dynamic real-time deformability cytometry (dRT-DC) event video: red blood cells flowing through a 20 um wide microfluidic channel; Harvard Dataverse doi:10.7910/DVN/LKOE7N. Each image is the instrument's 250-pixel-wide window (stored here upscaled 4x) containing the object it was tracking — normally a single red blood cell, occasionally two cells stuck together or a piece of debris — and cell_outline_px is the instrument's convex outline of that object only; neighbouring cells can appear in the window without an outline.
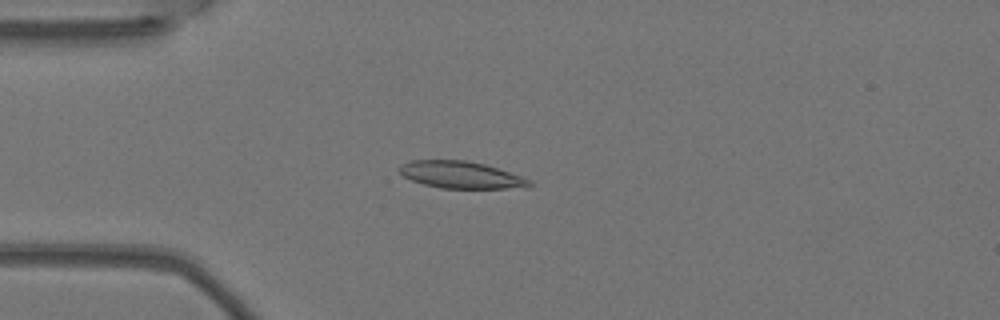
{"species": "Egyptian fruit bat (a non-hibernating species)", "species_latin": "Rousettus aegyptiacus", "temperature_condition": "warm", "stored_images_in_passage": 4, "camera_frame_rate_fps": 3000, "um_per_image_px": 0.085, "animal": {"sex": "female"}, "frame": {"image": 1, "passage_image": 1, "time_ms": 0.0, "image_size_px": [1000, 320], "cell_outline_px": [[532, 184], [504, 188], [440, 188], [424, 184], [412, 180], [404, 176], [396, 168], [400, 164], [412, 160], [464, 160], [484, 164], [524, 176], [532, 180]], "centroid_in_image_um": [39.12, 14.84], "position_along_channel_um": 45.9, "area_um2": 20.29}}
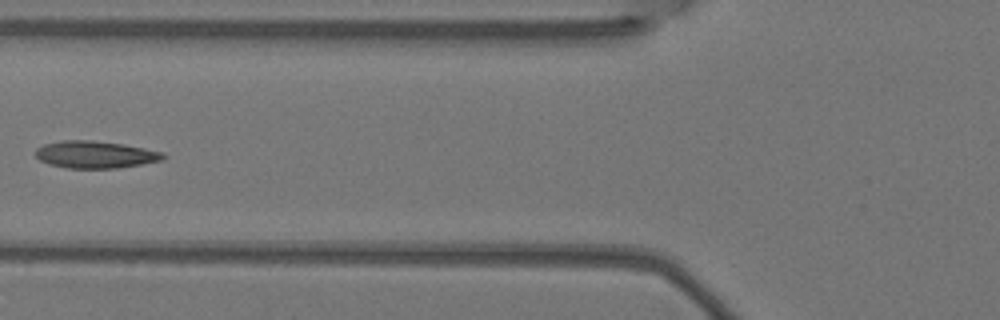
{"frame": {"image": 2, "passage_image": 3, "time_ms": 0.667, "image_size_px": [1000, 320], "cell_outline_px": [[168, 156], [164, 160], [116, 168], [68, 168], [48, 164], [40, 160], [36, 156], [36, 148], [44, 144], [60, 140], [92, 140], [124, 144], [164, 152]], "centroid_in_image_um": [8.12, 13.13], "position_along_channel_um": 117.7, "area_um2": 20.35}}
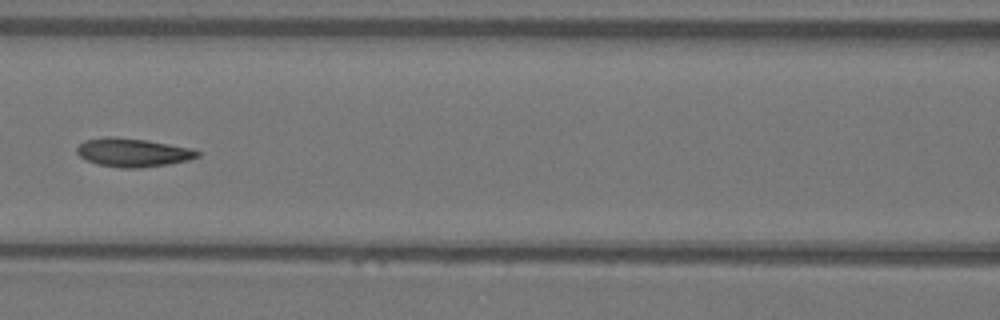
{"frame": {"image": 3, "passage_image": 4, "time_ms": 1.0, "image_size_px": [1000, 320], "cell_outline_px": [[200, 156], [188, 160], [168, 164], [140, 168], [120, 168], [96, 164], [84, 160], [76, 152], [76, 148], [84, 140], [104, 136], [112, 136], [148, 140], [192, 148], [200, 152]], "centroid_in_image_um": [11.27, 12.96], "position_along_channel_um": 155.3, "area_um2": 20.35}}